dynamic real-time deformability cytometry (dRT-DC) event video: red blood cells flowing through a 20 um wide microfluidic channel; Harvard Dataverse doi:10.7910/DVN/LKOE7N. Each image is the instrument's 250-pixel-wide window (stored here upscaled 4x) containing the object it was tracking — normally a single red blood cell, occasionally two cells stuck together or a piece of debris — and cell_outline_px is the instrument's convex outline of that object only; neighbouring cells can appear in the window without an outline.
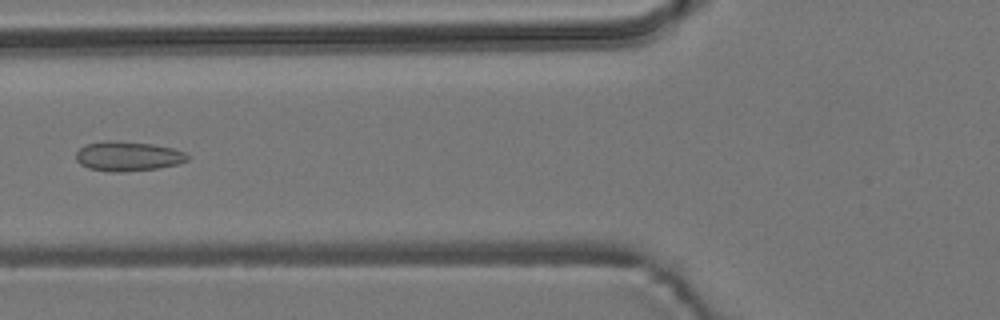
{"species": "common noctule bat (a hibernating species)", "species_latin": "Nyctalus noctula", "temperature_condition": "room temperature", "stored_images_in_passage": 2, "camera_frame_rate_fps": 3000, "um_per_image_px": 0.085, "animal": {"sex": "male", "body_mass_g": 19.2, "forearm_length_mm": 51.8}, "frame": {"image": 1, "passage_image": 2, "time_ms": 1.0, "image_size_px": [1000, 320], "cell_outline_px": [[188, 160], [176, 164], [156, 168], [120, 172], [112, 172], [88, 168], [80, 164], [76, 160], [76, 152], [84, 144], [108, 140], [112, 140], [152, 144], [172, 148], [184, 152], [188, 156]], "centroid_in_image_um": [10.82, 13.27], "position_along_channel_um": 115.0, "area_um2": 19.13}}